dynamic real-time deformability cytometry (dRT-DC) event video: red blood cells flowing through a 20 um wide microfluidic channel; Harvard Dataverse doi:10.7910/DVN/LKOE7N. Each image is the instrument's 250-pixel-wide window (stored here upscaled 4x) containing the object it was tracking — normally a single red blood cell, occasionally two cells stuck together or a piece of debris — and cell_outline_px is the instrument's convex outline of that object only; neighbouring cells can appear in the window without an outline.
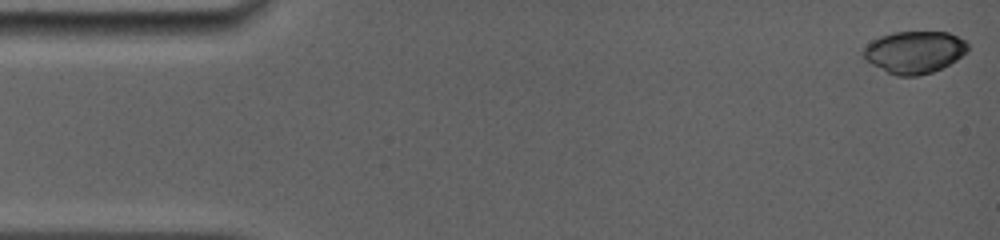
{"species": "common noctule bat (a hibernating species)", "species_latin": "Nyctalus noctula", "temperature_condition": "room temperature", "stored_images_in_passage": 11, "camera_frame_rate_fps": 5000, "um_per_image_px": 0.085, "animal": {"sex": "female", "body_mass_g": 19.0, "forearm_length_mm": 56.7}, "frame": {"image": 1, "passage_image": 1, "time_ms": 0.0, "image_size_px": [1000, 240], "cell_outline_px": [[968, 52], [956, 60], [932, 72], [916, 76], [896, 76], [864, 60], [860, 52], [872, 40], [880, 36], [892, 32], [948, 32], [964, 40], [968, 44]], "centroid_in_image_um": [77.7, 4.43], "position_along_channel_um": 7.3, "area_um2": 25.72}}
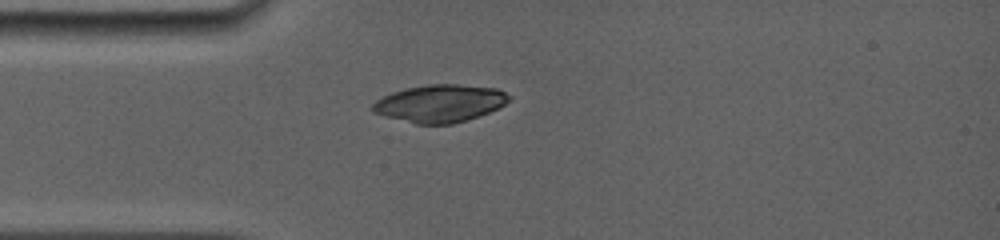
{"frame": {"image": 2, "passage_image": 10, "time_ms": 4.0, "image_size_px": [1000, 240], "cell_outline_px": [[512, 96], [504, 104], [488, 112], [452, 124], [416, 124], [384, 116], [372, 112], [372, 104], [376, 100], [392, 92], [408, 88], [428, 84], [456, 84], [496, 88]], "centroid_in_image_um": [37.36, 8.78], "position_along_channel_um": 47.6, "area_um2": 29.48}}